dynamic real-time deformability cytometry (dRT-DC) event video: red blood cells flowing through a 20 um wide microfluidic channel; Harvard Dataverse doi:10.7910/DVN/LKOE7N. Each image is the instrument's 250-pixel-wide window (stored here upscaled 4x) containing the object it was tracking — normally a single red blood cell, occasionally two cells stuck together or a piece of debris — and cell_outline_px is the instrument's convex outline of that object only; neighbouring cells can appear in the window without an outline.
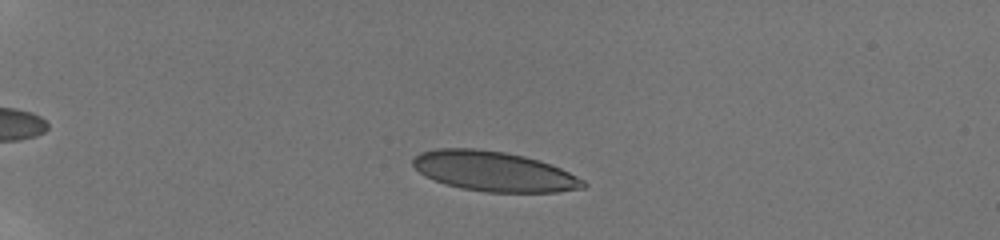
{"species": "human", "species_latin": "Homo sapiens", "temperature_condition": "room temperature", "stored_images_in_passage": 26, "camera_frame_rate_fps": 3000, "um_per_image_px": 0.085, "donor": {"sex": "male"}, "frame": {"image": 1, "passage_image": 6, "time_ms": 2.667, "image_size_px": [1000, 240], "cell_outline_px": [[588, 184], [584, 188], [556, 192], [484, 192], [464, 188], [448, 184], [424, 176], [412, 164], [412, 160], [420, 152], [436, 148], [476, 148], [504, 152], [524, 156], [540, 160], [552, 164], [584, 180]], "centroid_in_image_um": [42.0, 14.56], "position_along_channel_um": 43.0, "area_um2": 39.54}}
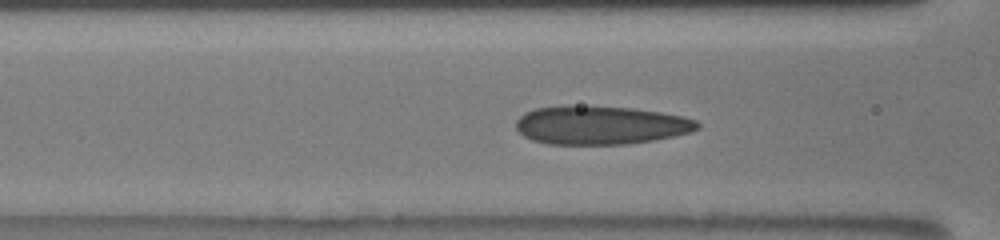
{"frame": {"image": 2, "passage_image": 14, "time_ms": 6.333, "image_size_px": [1000, 240], "cell_outline_px": [[700, 128], [692, 132], [652, 140], [628, 144], [548, 144], [532, 140], [524, 136], [516, 128], [516, 120], [524, 112], [536, 108], [568, 104], [632, 108], [660, 112], [684, 116], [696, 120], [700, 124]], "centroid_in_image_um": [51.03, 10.62], "position_along_channel_um": 115.6, "area_um2": 41.15}}
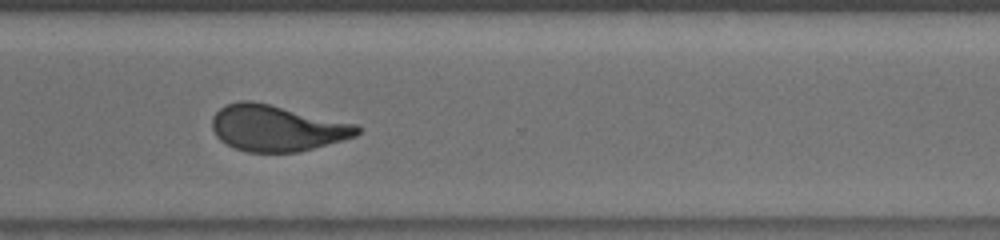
{"frame": {"image": 3, "passage_image": 22, "time_ms": 12.333, "image_size_px": [1000, 240], "cell_outline_px": [[360, 132], [356, 136], [312, 148], [296, 152], [248, 152], [236, 148], [220, 140], [216, 136], [212, 128], [212, 116], [220, 108], [228, 104], [240, 100], [252, 100], [356, 124], [360, 128]], "centroid_in_image_um": [23.5, 10.88], "position_along_channel_um": 347.1, "area_um2": 38.61}, "authors_computed_cell_mechanics": {"area_um2": 39.8531, "velocity_mm_per_s": 3.8671, "shape_relaxation_time_tau1_ms": 4.392, "shape_relaxation_time_tau2_ms": 1.0204, "deformation_change_tau1": 0.158, "deformation_change_tau2": 0.0664}}